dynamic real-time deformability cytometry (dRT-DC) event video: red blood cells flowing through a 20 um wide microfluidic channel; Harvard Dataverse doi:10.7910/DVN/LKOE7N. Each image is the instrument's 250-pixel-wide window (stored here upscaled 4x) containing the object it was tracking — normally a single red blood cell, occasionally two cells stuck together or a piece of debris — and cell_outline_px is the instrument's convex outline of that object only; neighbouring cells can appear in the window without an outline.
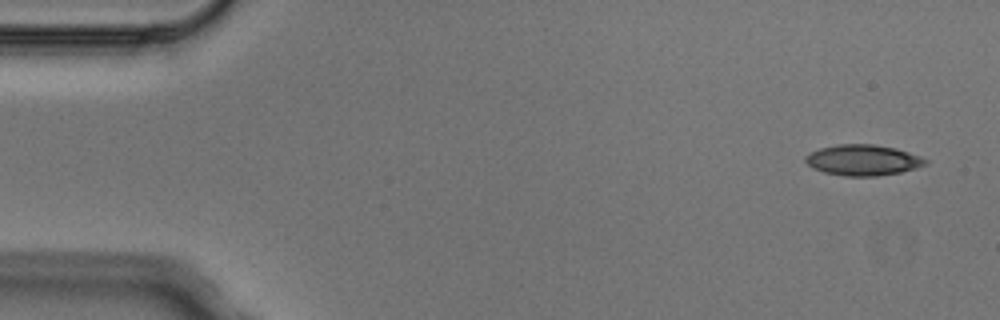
{"species": "Egyptian fruit bat (a non-hibernating species)", "species_latin": "Rousettus aegyptiacus", "temperature_condition": "cold", "stored_images_in_passage": 3, "camera_frame_rate_fps": 3000, "um_per_image_px": 0.085, "animal": {"sex": "male"}, "frame": {"image": 1, "passage_image": 1, "time_ms": 0.0, "image_size_px": [1000, 320], "cell_outline_px": [[928, 164], [916, 168], [900, 172], [876, 176], [848, 176], [824, 172], [812, 168], [804, 160], [804, 156], [820, 148], [840, 144], [872, 144], [896, 148], [920, 156], [928, 160]], "centroid_in_image_um": [73.36, 13.61], "position_along_channel_um": 11.6, "area_um2": 21.44}}